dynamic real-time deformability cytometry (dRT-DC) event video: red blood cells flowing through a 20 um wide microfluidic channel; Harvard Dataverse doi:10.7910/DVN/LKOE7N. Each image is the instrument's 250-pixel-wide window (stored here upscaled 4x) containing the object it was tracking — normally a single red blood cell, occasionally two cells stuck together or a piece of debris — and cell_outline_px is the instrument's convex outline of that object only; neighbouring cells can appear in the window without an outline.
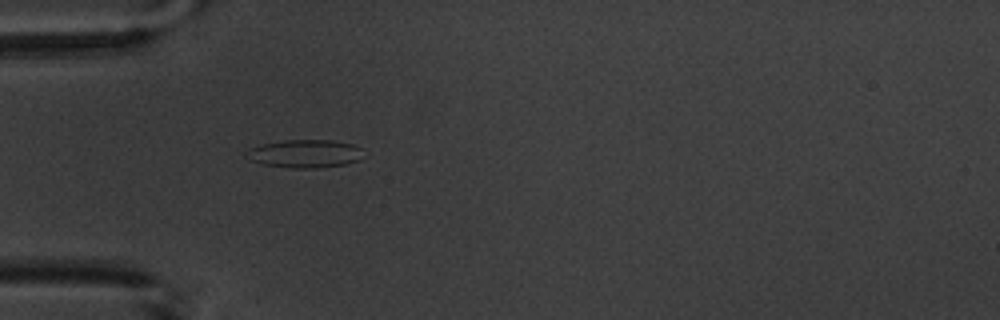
{"species": "common noctule bat (a hibernating species)", "species_latin": "Nyctalus noctula", "temperature_condition": "warm", "stored_images_in_passage": 4, "camera_frame_rate_fps": 3000, "um_per_image_px": 0.085, "animal": {"sex": "male", "body_mass_g": 20.1, "forearm_length_mm": 53.5}, "frame": {"image": 1, "passage_image": 4, "time_ms": 3.333, "image_size_px": [1000, 320], "cell_outline_px": [[364, 148], [360, 160], [344, 164], [316, 168], [292, 168], [264, 164], [248, 160], [244, 156], [244, 152], [248, 148], [264, 144], [284, 140], [332, 140], [352, 144]], "centroid_in_image_um": [25.9, 13.06], "position_along_channel_um": 59.1, "area_um2": 19.31}}